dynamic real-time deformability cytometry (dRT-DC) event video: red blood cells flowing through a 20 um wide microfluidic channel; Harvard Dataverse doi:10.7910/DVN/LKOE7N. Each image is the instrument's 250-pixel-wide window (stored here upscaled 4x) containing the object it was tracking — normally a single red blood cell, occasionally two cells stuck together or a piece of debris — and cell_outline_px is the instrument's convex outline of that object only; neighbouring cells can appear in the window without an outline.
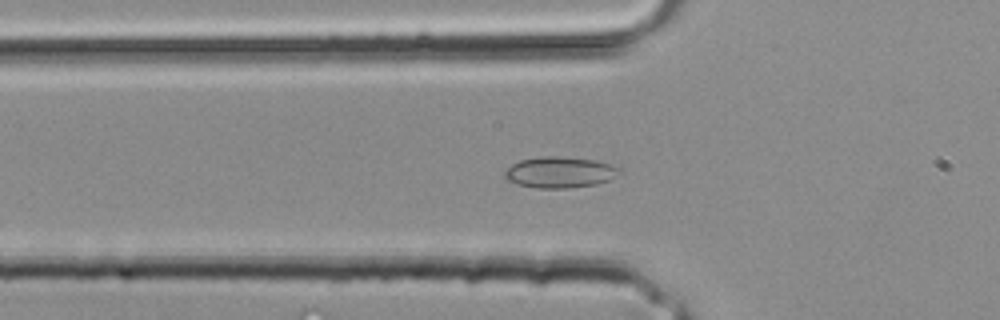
{"species": "common noctule bat (a hibernating species)", "species_latin": "Nyctalus noctula", "temperature_condition": "room temperature", "stored_images_in_passage": 24, "camera_frame_rate_fps": 3000, "um_per_image_px": 0.085, "animal": {"sex": "male", "body_mass_g": 20.4}, "frame": {"image": 1, "passage_image": 4, "time_ms": 1.0, "image_size_px": [1000, 320], "cell_outline_px": [[620, 172], [608, 180], [596, 184], [568, 188], [536, 188], [520, 184], [508, 180], [504, 176], [504, 172], [512, 164], [520, 160], [540, 156], [556, 156], [596, 160], [612, 164], [620, 168]], "centroid_in_image_um": [47.59, 14.63], "position_along_channel_um": 78.2, "area_um2": 20.63}}
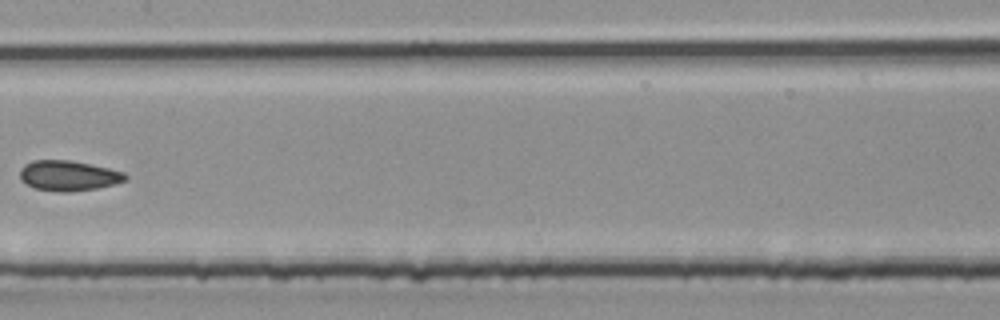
{"frame": {"image": 2, "passage_image": 10, "time_ms": 3.0, "image_size_px": [1000, 320], "cell_outline_px": [[128, 180], [116, 184], [96, 188], [68, 192], [60, 192], [36, 188], [20, 180], [20, 168], [24, 164], [32, 160], [68, 160], [108, 168], [124, 172], [128, 176]], "centroid_in_image_um": [5.83, 14.93], "position_along_channel_um": 201.6, "area_um2": 18.55}}
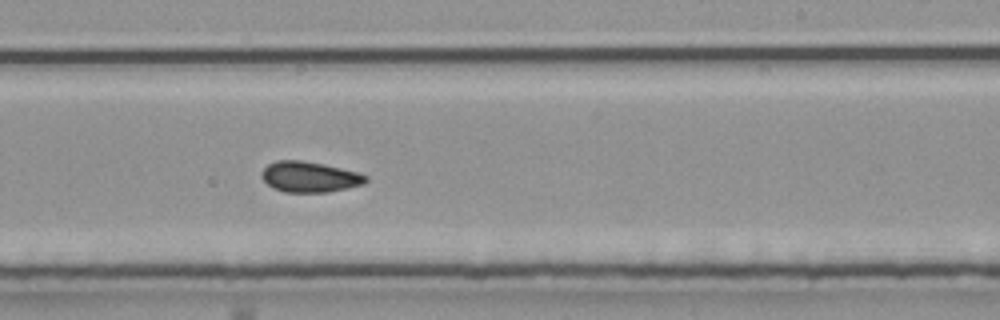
{"frame": {"image": 3, "passage_image": 13, "time_ms": 4.0, "image_size_px": [1000, 320], "cell_outline_px": [[368, 180], [364, 184], [348, 188], [328, 192], [284, 192], [272, 188], [260, 176], [260, 172], [268, 164], [276, 160], [300, 160], [324, 164], [356, 172], [368, 176]], "centroid_in_image_um": [26.29, 15.04], "position_along_channel_um": 262.7, "area_um2": 18.67}}